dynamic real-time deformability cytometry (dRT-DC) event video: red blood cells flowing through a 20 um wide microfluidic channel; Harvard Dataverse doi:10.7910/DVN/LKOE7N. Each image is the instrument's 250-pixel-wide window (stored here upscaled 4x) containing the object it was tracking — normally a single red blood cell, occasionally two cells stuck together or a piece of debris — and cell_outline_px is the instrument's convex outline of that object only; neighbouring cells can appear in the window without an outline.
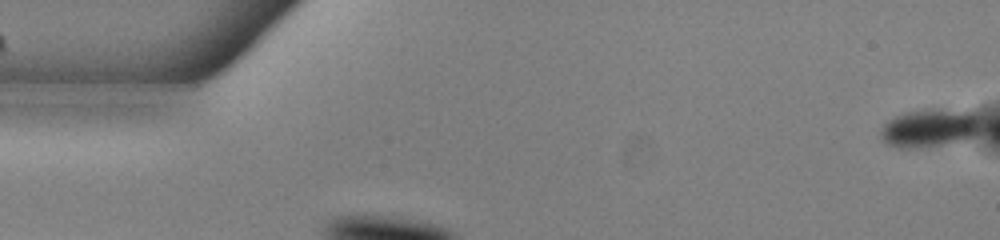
{"species": "common noctule bat (a hibernating species)", "species_latin": "Nyctalus noctula", "temperature_condition": "warm", "stored_images_in_passage": 53, "camera_frame_rate_fps": 3000, "um_per_image_px": 0.085, "animal": {"sex": "male", "body_mass_g": 13.0, "forearm_length_mm": 53.1}, "frame": {"image": 1, "passage_image": 1, "time_ms": 0.0, "image_size_px": [1000, 240], "cell_outline_px": [[980, 128], [972, 136], [964, 140], [916, 148], [896, 148], [888, 144], [880, 136], [880, 128], [888, 120], [904, 112], [924, 108], [932, 108], [972, 112], [976, 116]], "centroid_in_image_um": [78.95, 10.87], "position_along_channel_um": 6.1, "area_um2": 22.14}}
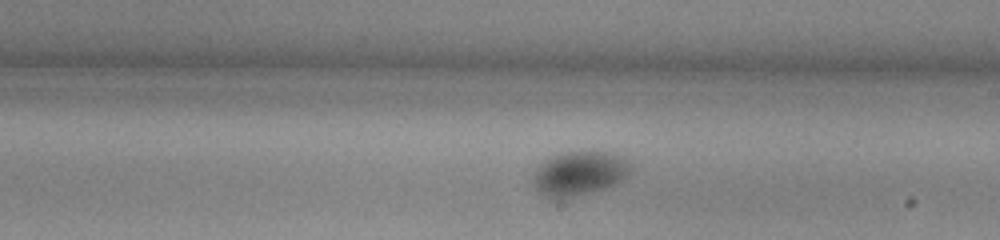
{"frame": {"image": 2, "passage_image": 31, "time_ms": 10.0, "image_size_px": [1000, 240], "cell_outline_px": [[632, 168], [616, 184], [604, 188], [572, 196], [548, 196], [540, 192], [532, 184], [532, 176], [536, 168], [544, 160], [560, 152], [608, 152], [624, 156], [632, 164]], "centroid_in_image_um": [49.24, 14.69], "position_along_channel_um": 239.8, "area_um2": 24.68}}
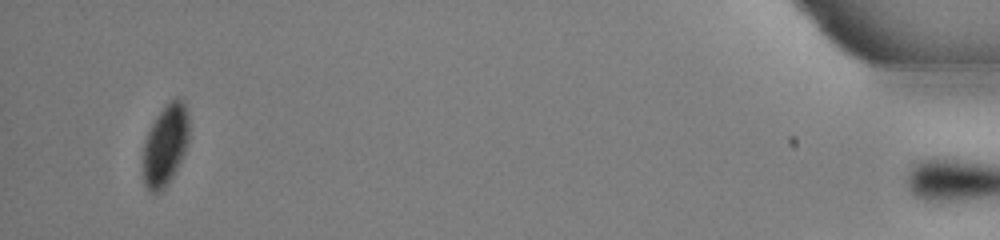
{"frame": {"image": 3, "passage_image": 52, "time_ms": 17.0, "image_size_px": [1000, 240], "cell_outline_px": [[188, 140], [184, 152], [168, 184], [160, 192], [148, 192], [144, 184], [144, 140], [156, 116], [164, 104], [176, 96], [184, 100], [188, 112]], "centroid_in_image_um": [14.06, 12.28], "position_along_channel_um": 421.1, "area_um2": 21.73}}